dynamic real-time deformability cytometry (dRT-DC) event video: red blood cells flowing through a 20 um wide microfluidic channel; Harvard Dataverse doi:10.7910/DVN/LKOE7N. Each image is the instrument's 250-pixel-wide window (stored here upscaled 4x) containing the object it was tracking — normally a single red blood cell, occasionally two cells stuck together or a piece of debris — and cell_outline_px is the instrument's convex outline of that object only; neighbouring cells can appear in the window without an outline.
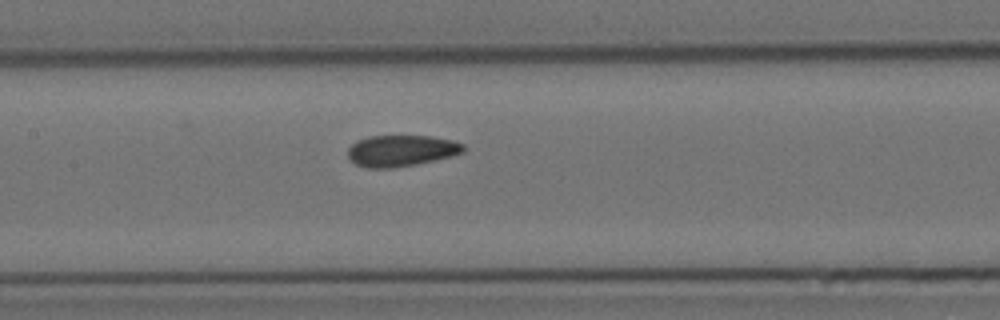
{"species": "Egyptian fruit bat (a non-hibernating species)", "species_latin": "Rousettus aegyptiacus", "temperature_condition": "cold", "stored_images_in_passage": 4, "camera_frame_rate_fps": 3000, "um_per_image_px": 0.085, "animal": {"sex": "female"}, "frame": {"image": 1, "passage_image": 4, "time_ms": 4.333, "image_size_px": [1000, 320], "cell_outline_px": [[464, 152], [452, 156], [416, 164], [392, 168], [368, 168], [356, 164], [348, 156], [348, 148], [356, 140], [368, 136], [428, 136], [452, 140], [464, 144]], "centroid_in_image_um": [34.09, 12.81], "position_along_channel_um": 173.3, "area_um2": 21.04}}